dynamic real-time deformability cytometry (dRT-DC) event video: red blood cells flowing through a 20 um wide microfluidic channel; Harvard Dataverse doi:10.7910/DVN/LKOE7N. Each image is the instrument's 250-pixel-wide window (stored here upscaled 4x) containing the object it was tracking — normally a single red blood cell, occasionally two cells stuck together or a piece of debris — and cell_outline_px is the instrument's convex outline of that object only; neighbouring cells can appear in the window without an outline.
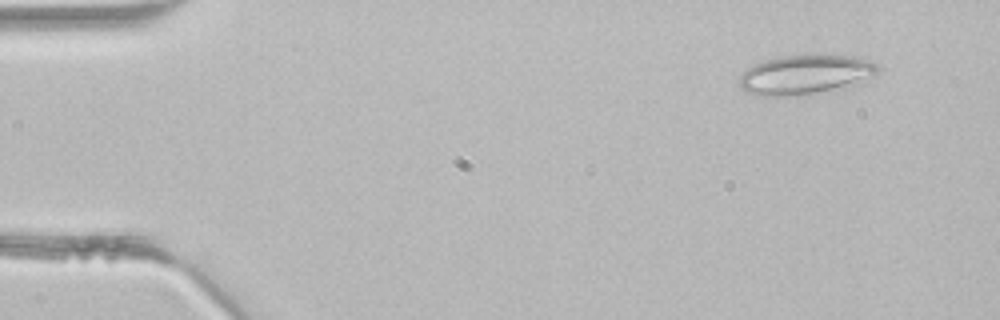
{"species": "common noctule bat (a hibernating species)", "species_latin": "Nyctalus noctula", "temperature_condition": "room temperature", "stored_images_in_passage": 4, "camera_frame_rate_fps": 3000, "um_per_image_px": 0.085, "animal": {"sex": "male", "body_mass_g": 21.5, "forearm_length_mm": 52.0}, "frame": {"image": 1, "passage_image": 1, "time_ms": 0.0, "image_size_px": [1000, 320], "cell_outline_px": [[880, 68], [872, 76], [832, 88], [816, 92], [796, 96], [764, 96], [744, 92], [740, 88], [740, 76], [748, 68], [764, 60], [784, 56], [856, 56], [876, 64]], "centroid_in_image_um": [68.34, 6.34], "position_along_channel_um": 16.7, "area_um2": 30.58}}